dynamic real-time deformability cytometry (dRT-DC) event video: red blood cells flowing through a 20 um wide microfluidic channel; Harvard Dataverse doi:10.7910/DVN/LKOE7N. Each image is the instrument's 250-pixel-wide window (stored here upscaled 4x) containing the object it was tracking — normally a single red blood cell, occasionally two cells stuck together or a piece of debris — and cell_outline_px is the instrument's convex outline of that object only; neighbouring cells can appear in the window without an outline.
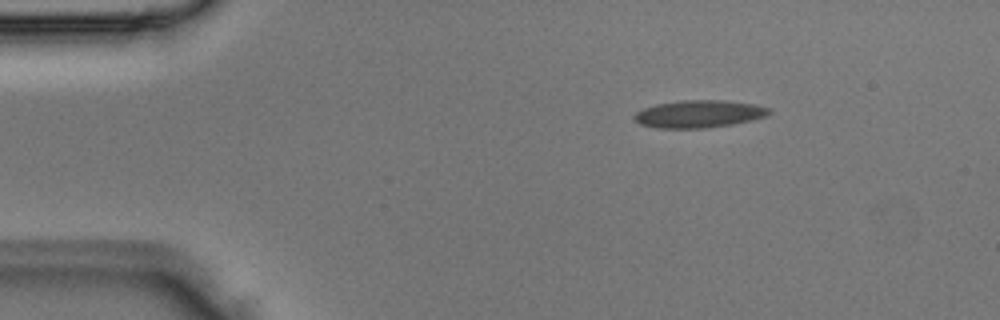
{"species": "Egyptian fruit bat (a non-hibernating species)", "species_latin": "Rousettus aegyptiacus", "temperature_condition": "room temperature", "stored_images_in_passage": 3, "camera_frame_rate_fps": 3000, "um_per_image_px": 0.085, "animal": {"sex": "male"}, "frame": {"image": 1, "passage_image": 1, "time_ms": 0.0, "image_size_px": [1000, 320], "cell_outline_px": [[772, 112], [768, 116], [752, 120], [732, 124], [704, 128], [656, 128], [640, 124], [632, 116], [636, 112], [644, 108], [656, 104], [680, 100], [724, 100], [756, 104], [768, 108]], "centroid_in_image_um": [59.43, 9.68], "position_along_channel_um": 25.6, "area_um2": 21.68}}